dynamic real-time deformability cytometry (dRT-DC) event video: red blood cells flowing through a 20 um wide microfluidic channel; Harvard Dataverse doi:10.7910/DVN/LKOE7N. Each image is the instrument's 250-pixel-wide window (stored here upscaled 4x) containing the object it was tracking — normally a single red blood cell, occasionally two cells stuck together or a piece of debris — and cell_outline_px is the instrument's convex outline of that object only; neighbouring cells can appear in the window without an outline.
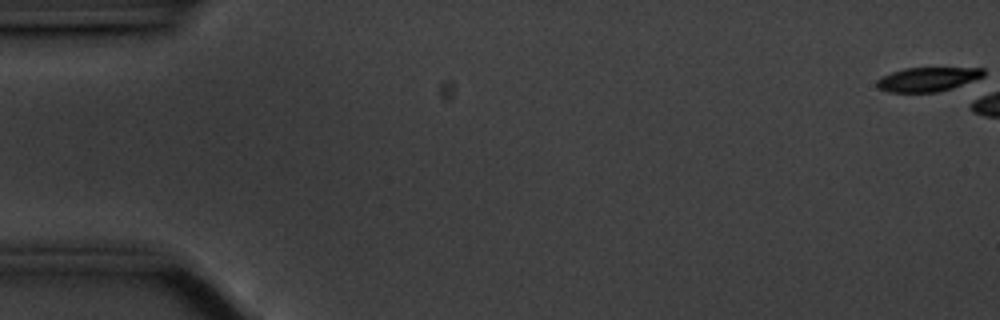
{"species": "common noctule bat (a hibernating species)", "species_latin": "Nyctalus noctula", "temperature_condition": "cold", "stored_images_in_passage": 1, "camera_frame_rate_fps": 3000, "um_per_image_px": 0.085, "animal": {"sex": "male", "body_mass_g": 20.1, "forearm_length_mm": 53.5}, "frame": {"image": 1, "passage_image": 1, "time_ms": 0.0, "image_size_px": [1000, 320], "cell_outline_px": [[984, 76], [952, 88], [936, 92], [888, 92], [876, 88], [876, 80], [880, 76], [904, 68], [984, 68]], "centroid_in_image_um": [78.79, 6.74], "position_along_channel_um": 6.2, "area_um2": 15.03}}